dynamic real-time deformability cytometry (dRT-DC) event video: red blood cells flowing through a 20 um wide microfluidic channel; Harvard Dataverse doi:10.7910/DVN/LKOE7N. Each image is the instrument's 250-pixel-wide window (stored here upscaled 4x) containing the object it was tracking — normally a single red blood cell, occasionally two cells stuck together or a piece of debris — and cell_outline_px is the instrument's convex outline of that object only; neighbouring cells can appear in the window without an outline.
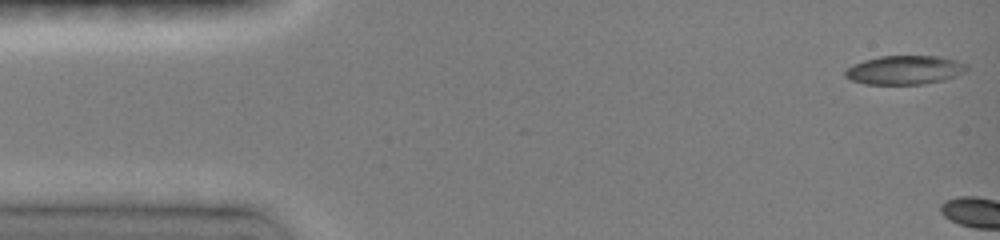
{"species": "common noctule bat (a hibernating species)", "species_latin": "Nyctalus noctula", "temperature_condition": "room temperature", "stored_images_in_passage": 3, "camera_frame_rate_fps": 3000, "um_per_image_px": 0.085, "animal": {"sex": "female", "body_mass_g": 19.0, "forearm_length_mm": 51.5}, "frame": {"image": 1, "passage_image": 1, "time_ms": 0.0, "image_size_px": [1000, 240], "cell_outline_px": [[968, 68], [964, 72], [956, 76], [944, 80], [924, 84], [864, 84], [852, 80], [844, 76], [844, 72], [852, 64], [864, 60], [880, 56], [940, 56], [956, 60], [968, 64]], "centroid_in_image_um": [76.91, 5.95], "position_along_channel_um": 8.1, "area_um2": 20.58}}